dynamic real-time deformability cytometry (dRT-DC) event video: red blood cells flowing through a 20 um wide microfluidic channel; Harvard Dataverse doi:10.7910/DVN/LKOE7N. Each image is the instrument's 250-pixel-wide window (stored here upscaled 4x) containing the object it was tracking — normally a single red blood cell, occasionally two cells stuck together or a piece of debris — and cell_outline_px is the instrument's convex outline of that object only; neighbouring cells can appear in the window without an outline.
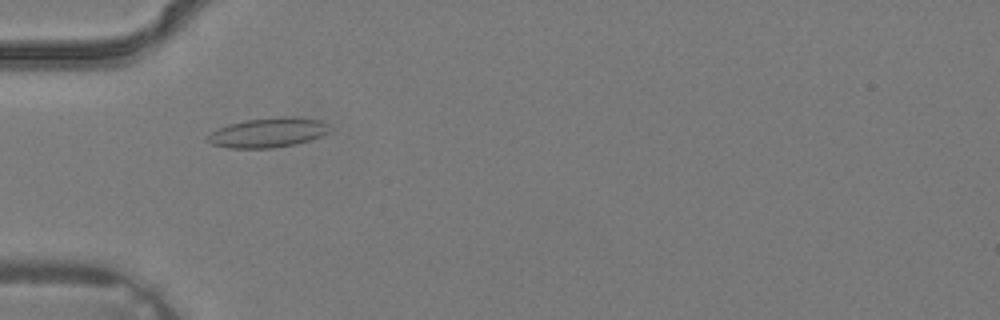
{"species": "common noctule bat (a hibernating species)", "species_latin": "Nyctalus noctula", "temperature_condition": "warm", "stored_images_in_passage": 4, "camera_frame_rate_fps": 3000, "um_per_image_px": 0.085, "animal": {"sex": "male", "body_mass_g": 19.2, "forearm_length_mm": 51.8}, "frame": {"image": 1, "passage_image": 3, "time_ms": 0.667, "image_size_px": [1000, 320], "cell_outline_px": [[332, 132], [324, 136], [312, 140], [296, 144], [272, 148], [228, 148], [212, 144], [204, 140], [204, 136], [208, 132], [228, 124], [244, 120], [276, 116], [292, 116], [320, 120], [328, 124], [332, 128]], "centroid_in_image_um": [22.79, 11.26], "position_along_channel_um": 62.2, "area_um2": 21.85}}
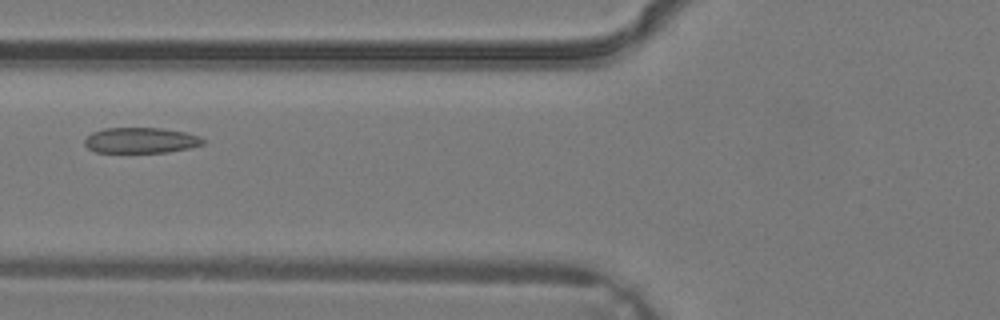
{"frame": {"image": 2, "passage_image": 4, "time_ms": 1.0, "image_size_px": [1000, 320], "cell_outline_px": [[204, 144], [188, 148], [168, 152], [96, 152], [88, 148], [84, 144], [84, 140], [92, 132], [104, 128], [164, 128], [184, 132], [200, 136], [204, 140]], "centroid_in_image_um": [11.97, 11.92], "position_along_channel_um": 113.8, "area_um2": 17.63}}